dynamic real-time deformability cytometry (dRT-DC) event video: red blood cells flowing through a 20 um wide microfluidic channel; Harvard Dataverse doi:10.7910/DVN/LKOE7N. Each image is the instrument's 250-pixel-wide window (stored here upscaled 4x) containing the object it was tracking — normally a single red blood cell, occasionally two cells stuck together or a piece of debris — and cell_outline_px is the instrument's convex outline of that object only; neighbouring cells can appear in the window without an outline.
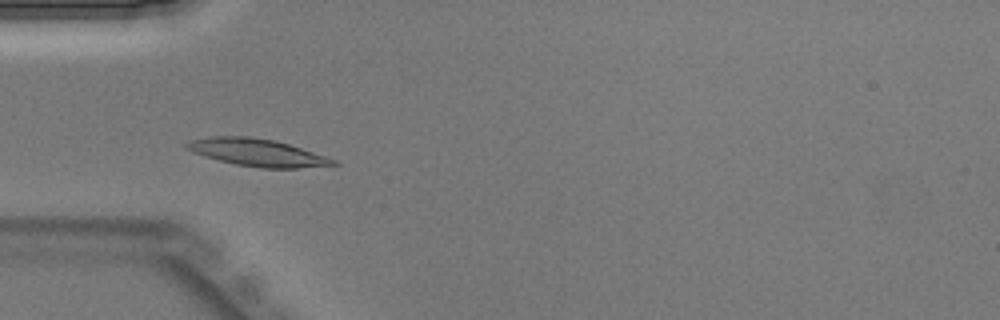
{"species": "Egyptian fruit bat (a non-hibernating species)", "species_latin": "Rousettus aegyptiacus", "temperature_condition": "warm", "stored_images_in_passage": 45, "camera_frame_rate_fps": 3000, "um_per_image_px": 0.085, "animal": {"sex": "male"}, "frame": {"image": 1, "passage_image": 14, "time_ms": 4.333, "image_size_px": [1000, 320], "cell_outline_px": [[340, 164], [296, 168], [260, 168], [236, 164], [204, 156], [192, 152], [184, 148], [184, 144], [188, 140], [212, 136], [248, 136], [272, 140], [288, 144], [336, 160]], "centroid_in_image_um": [21.79, 12.96], "position_along_channel_um": 63.2, "area_um2": 23.12}}
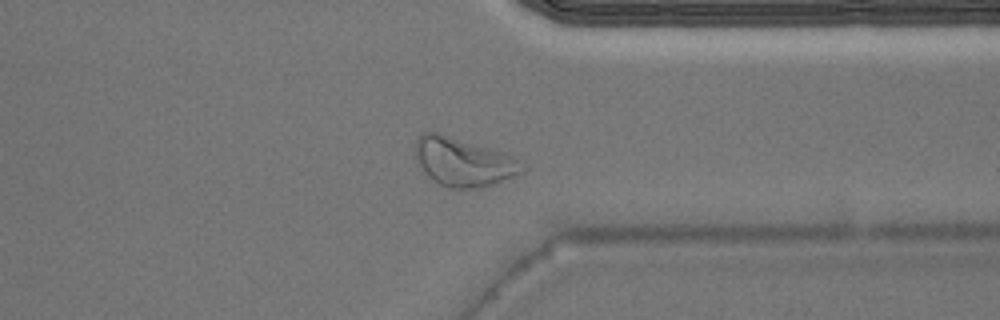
{"frame": {"image": 2, "passage_image": 35, "time_ms": 11.333, "image_size_px": [1000, 320], "cell_outline_px": [[528, 168], [524, 172], [516, 176], [480, 188], [452, 188], [440, 184], [428, 176], [416, 164], [416, 140], [424, 132], [436, 132], [488, 148], [512, 156]], "centroid_in_image_um": [39.38, 13.79], "position_along_channel_um": 372.0, "area_um2": 29.82}}
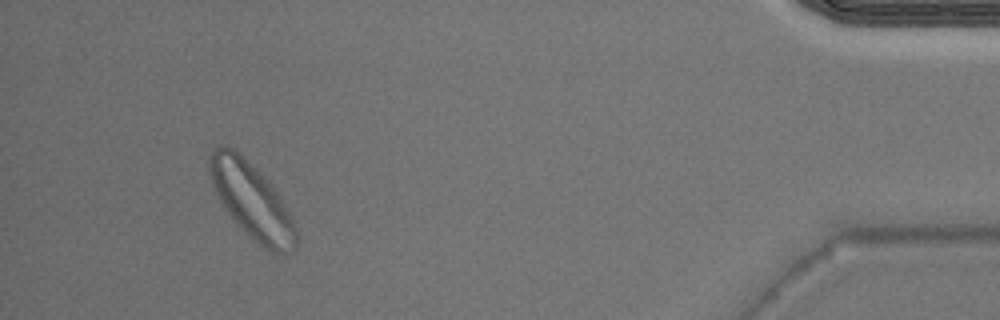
{"frame": {"image": 3, "passage_image": 42, "time_ms": 13.667, "image_size_px": [1000, 320], "cell_outline_px": [[296, 248], [292, 252], [272, 252], [260, 244], [240, 228], [236, 224], [220, 200], [212, 184], [208, 172], [208, 156], [212, 148], [220, 144], [224, 144], [232, 148], [264, 176], [268, 180], [280, 196], [292, 216], [296, 228]], "centroid_in_image_um": [21.38, 17.03], "position_along_channel_um": 413.8, "area_um2": 37.92}}